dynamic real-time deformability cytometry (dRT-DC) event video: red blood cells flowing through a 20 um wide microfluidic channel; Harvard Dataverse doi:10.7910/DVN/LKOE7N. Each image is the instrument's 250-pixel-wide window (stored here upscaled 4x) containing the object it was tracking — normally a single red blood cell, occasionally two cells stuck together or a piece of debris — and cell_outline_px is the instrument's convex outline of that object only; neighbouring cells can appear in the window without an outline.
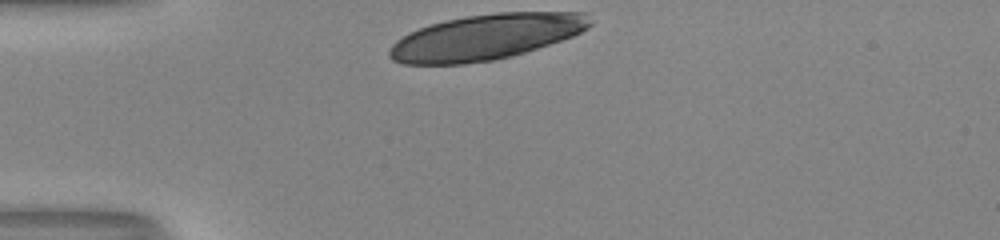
{"species": "human", "species_latin": "Homo sapiens", "temperature_condition": "room temperature", "stored_images_in_passage": 29, "camera_frame_rate_fps": 3000, "um_per_image_px": 0.085, "donor": {"sex": "male"}, "frame": {"image": 1, "passage_image": 1, "time_ms": 0.0, "image_size_px": [1000, 240], "cell_outline_px": [[592, 24], [588, 28], [572, 36], [512, 56], [492, 60], [464, 64], [404, 64], [392, 60], [388, 56], [388, 52], [392, 44], [396, 40], [408, 32], [444, 20], [464, 16], [496, 12], [588, 12], [592, 20]], "centroid_in_image_um": [41.29, 3.14], "position_along_channel_um": 43.7, "area_um2": 53.35}}